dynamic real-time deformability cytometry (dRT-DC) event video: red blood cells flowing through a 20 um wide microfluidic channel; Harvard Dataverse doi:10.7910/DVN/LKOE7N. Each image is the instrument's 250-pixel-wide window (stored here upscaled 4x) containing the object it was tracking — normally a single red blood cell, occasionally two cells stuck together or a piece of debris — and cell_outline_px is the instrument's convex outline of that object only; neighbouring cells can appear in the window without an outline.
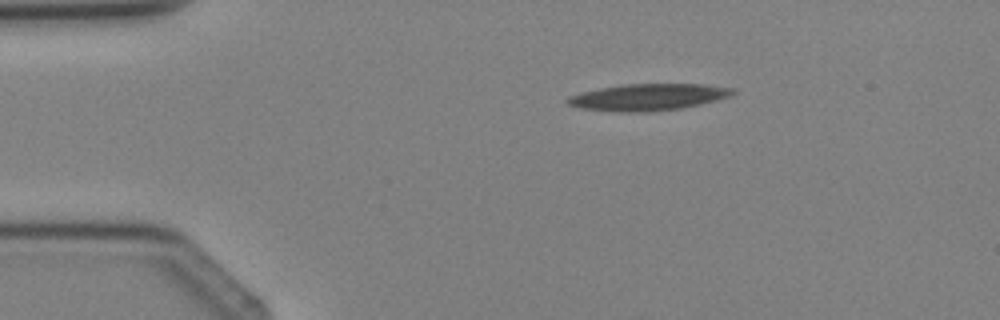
{"species": "Egyptian fruit bat (a non-hibernating species)", "species_latin": "Rousettus aegyptiacus", "temperature_condition": "cold", "stored_images_in_passage": 2, "camera_frame_rate_fps": 3000, "um_per_image_px": 0.085, "animal": {"sex": "female"}, "frame": {"image": 1, "passage_image": 1, "time_ms": 0.0, "image_size_px": [1000, 320], "cell_outline_px": [[736, 92], [732, 96], [700, 104], [680, 108], [644, 112], [612, 112], [580, 108], [568, 104], [564, 100], [568, 96], [580, 92], [600, 88], [624, 84], [704, 84], [736, 88]], "centroid_in_image_um": [55.08, 8.25], "position_along_channel_um": 29.9, "area_um2": 25.89}}